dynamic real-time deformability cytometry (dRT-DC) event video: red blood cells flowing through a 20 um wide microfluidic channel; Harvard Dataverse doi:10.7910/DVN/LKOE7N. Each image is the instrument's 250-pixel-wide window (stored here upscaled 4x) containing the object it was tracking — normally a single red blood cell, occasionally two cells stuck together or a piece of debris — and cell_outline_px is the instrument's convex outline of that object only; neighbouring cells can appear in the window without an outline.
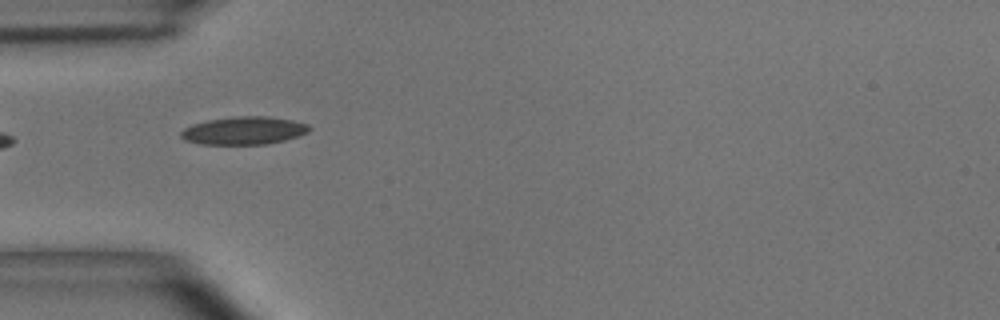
{"species": "common noctule bat (a hibernating species)", "species_latin": "Nyctalus noctula", "temperature_condition": "room temperature", "stored_images_in_passage": 10, "camera_frame_rate_fps": 3000, "um_per_image_px": 0.085, "animal": {"sex": "male", "body_mass_g": 15.6}, "frame": {"image": 1, "passage_image": 5, "time_ms": 1.333, "image_size_px": [1000, 320], "cell_outline_px": [[312, 128], [308, 132], [284, 140], [268, 144], [200, 144], [184, 140], [180, 136], [180, 132], [184, 128], [192, 124], [208, 120], [232, 116], [268, 116], [292, 120], [308, 124]], "centroid_in_image_um": [20.71, 11.09], "position_along_channel_um": 64.3, "area_um2": 20.92}}
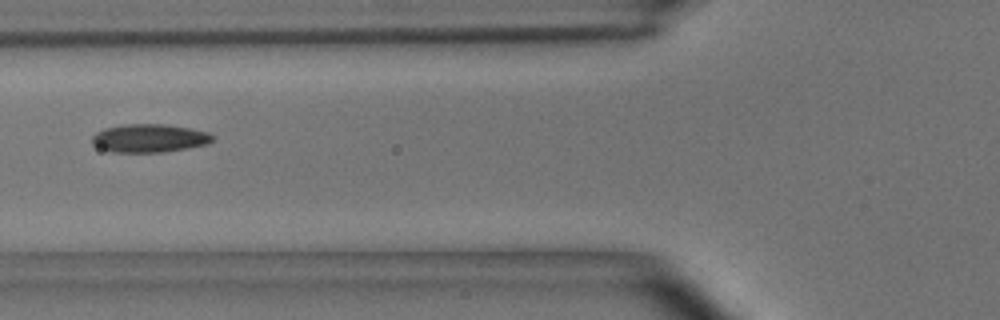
{"frame": {"image": 2, "passage_image": 6, "time_ms": 1.667, "image_size_px": [1000, 320], "cell_outline_px": [[216, 136], [208, 144], [188, 148], [164, 152], [112, 152], [100, 148], [92, 144], [92, 136], [96, 132], [104, 128], [120, 124], [168, 124], [208, 132]], "centroid_in_image_um": [12.69, 11.74], "position_along_channel_um": 113.1, "area_um2": 20.06}}